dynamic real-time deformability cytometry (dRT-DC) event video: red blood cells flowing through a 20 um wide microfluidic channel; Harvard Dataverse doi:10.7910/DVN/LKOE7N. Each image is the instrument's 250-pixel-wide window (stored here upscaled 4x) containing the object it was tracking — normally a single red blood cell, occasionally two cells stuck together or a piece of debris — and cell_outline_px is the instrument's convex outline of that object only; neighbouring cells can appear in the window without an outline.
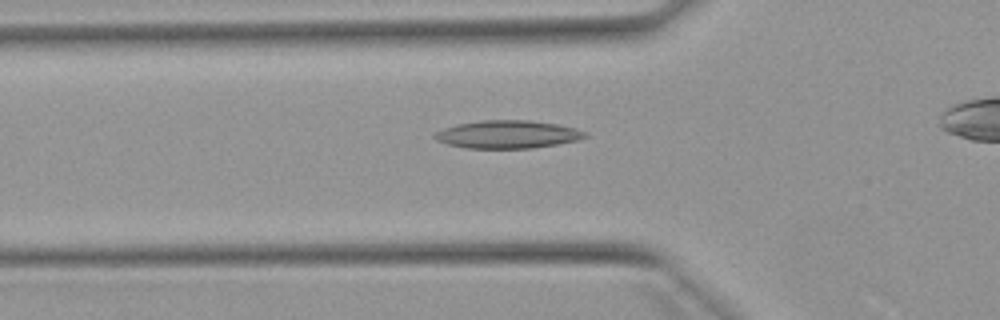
{"species": "Egyptian fruit bat (a non-hibernating species)", "species_latin": "Rousettus aegyptiacus", "temperature_condition": "warm", "stored_images_in_passage": 32, "camera_frame_rate_fps": 3000, "um_per_image_px": 0.085, "animal": {"sex": "female"}, "frame": {"image": 1, "passage_image": 5, "time_ms": 1.333, "image_size_px": [1000, 320], "cell_outline_px": [[588, 136], [580, 140], [532, 148], [464, 148], [448, 144], [436, 140], [432, 136], [436, 132], [444, 128], [456, 124], [480, 120], [528, 120], [556, 124], [576, 128], [588, 132]], "centroid_in_image_um": [43.16, 11.42], "position_along_channel_um": 82.6, "area_um2": 24.57}}
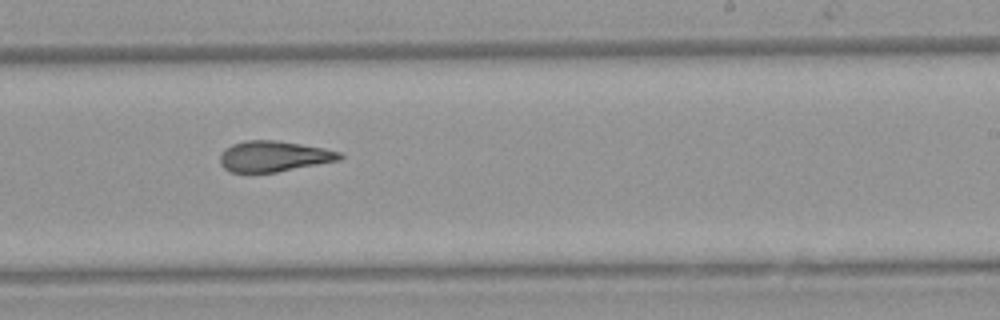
{"frame": {"image": 2, "passage_image": 19, "time_ms": 6.0, "image_size_px": [1000, 320], "cell_outline_px": [[344, 156], [340, 160], [276, 172], [232, 172], [224, 168], [220, 164], [220, 156], [232, 144], [244, 140], [276, 140], [324, 148], [340, 152]], "centroid_in_image_um": [23.29, 13.28], "position_along_channel_um": 265.7, "area_um2": 21.21}}
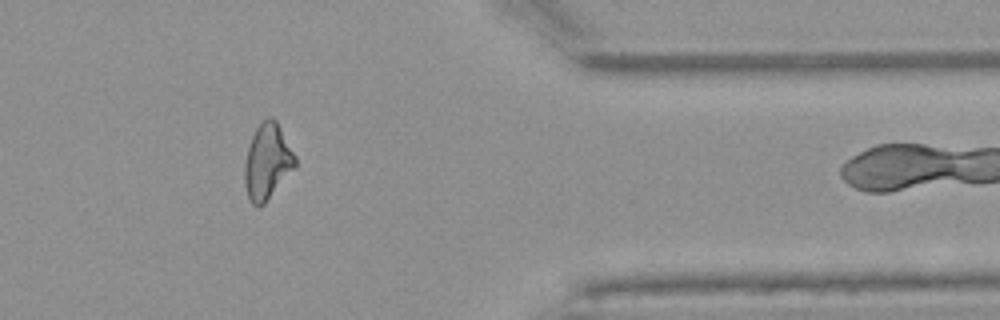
{"frame": {"image": 3, "passage_image": 30, "time_ms": 9.667, "image_size_px": [1000, 320], "cell_outline_px": [[296, 168], [264, 204], [256, 208], [248, 200], [244, 184], [244, 164], [248, 148], [252, 136], [256, 128], [268, 116], [272, 116], [276, 120], [296, 156]], "centroid_in_image_um": [22.72, 13.78], "position_along_channel_um": 388.7, "area_um2": 22.54}, "authors_computed_cell_mechanics": {"area_um2": 22.1085, "velocity_mm_per_s": 3.9201, "shape_relaxation_time_tau1_ms": null, "shape_relaxation_time_tau2_ms": 5.1802, "deformation_change_tau1": null, "deformation_change_tau2": 0.1502}}